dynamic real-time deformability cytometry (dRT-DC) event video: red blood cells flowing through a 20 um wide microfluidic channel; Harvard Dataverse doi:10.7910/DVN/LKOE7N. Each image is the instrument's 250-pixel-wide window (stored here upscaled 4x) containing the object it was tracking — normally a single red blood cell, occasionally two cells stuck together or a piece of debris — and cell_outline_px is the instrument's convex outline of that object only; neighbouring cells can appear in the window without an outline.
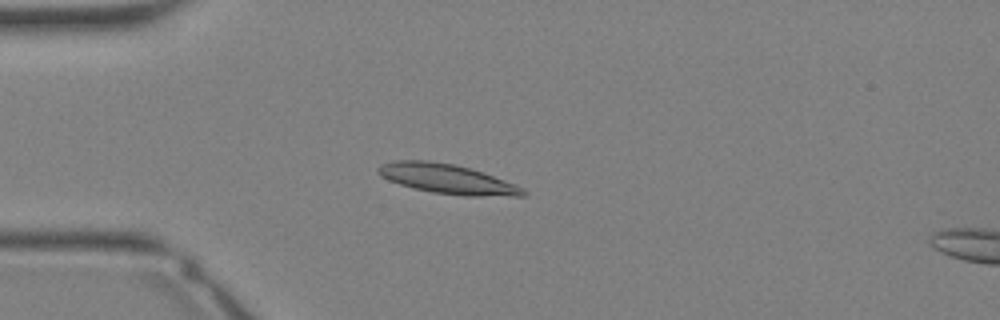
{"species": "Egyptian fruit bat (a non-hibernating species)", "species_latin": "Rousettus aegyptiacus", "temperature_condition": "warm", "stored_images_in_passage": 28, "camera_frame_rate_fps": 3000, "um_per_image_px": 0.085, "animal": {"sex": "female"}, "frame": {"image": 1, "passage_image": 3, "time_ms": 0.667, "image_size_px": [1000, 320], "cell_outline_px": [[528, 192], [524, 196], [464, 196], [432, 192], [400, 184], [388, 180], [380, 176], [376, 172], [376, 168], [380, 164], [392, 160], [428, 160], [456, 164], [516, 184], [524, 188]], "centroid_in_image_um": [37.98, 15.2], "position_along_channel_um": 47.0, "area_um2": 25.09}}
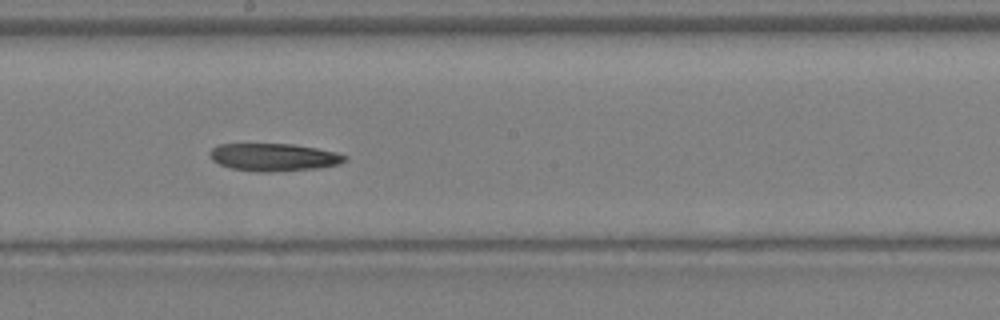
{"frame": {"image": 2, "passage_image": 13, "time_ms": 4.0, "image_size_px": [1000, 320], "cell_outline_px": [[348, 160], [340, 164], [320, 168], [268, 172], [256, 172], [232, 168], [220, 164], [212, 160], [208, 152], [212, 148], [220, 144], [292, 144], [316, 148], [336, 152], [348, 156]], "centroid_in_image_um": [23.3, 13.36], "position_along_channel_um": 224.9, "area_um2": 21.85}}
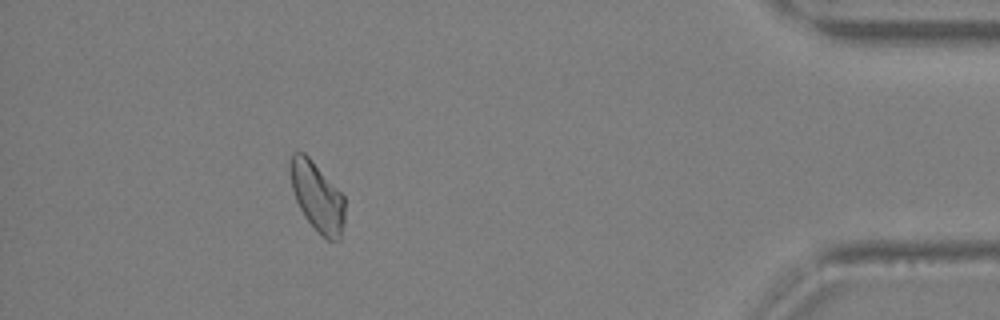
{"frame": {"image": 3, "passage_image": 25, "time_ms": 8.0, "image_size_px": [1000, 320], "cell_outline_px": [[344, 220], [340, 240], [328, 240], [308, 220], [300, 208], [296, 200], [292, 188], [288, 164], [288, 160], [292, 152], [304, 152], [312, 160], [344, 196]], "centroid_in_image_um": [26.94, 16.66], "position_along_channel_um": 408.3, "area_um2": 21.79}}